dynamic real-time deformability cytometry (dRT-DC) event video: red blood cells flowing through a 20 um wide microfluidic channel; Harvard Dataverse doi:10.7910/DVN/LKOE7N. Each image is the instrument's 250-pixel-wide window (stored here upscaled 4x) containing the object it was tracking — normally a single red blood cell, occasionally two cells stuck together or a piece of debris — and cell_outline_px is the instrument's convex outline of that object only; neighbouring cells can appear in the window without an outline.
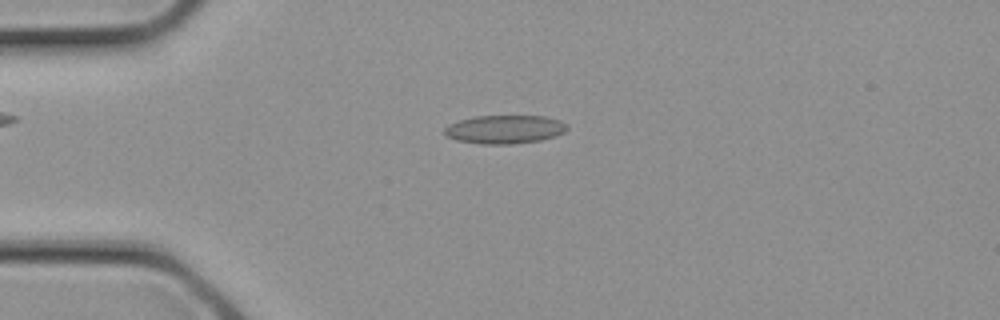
{"species": "common noctule bat (a hibernating species)", "species_latin": "Nyctalus noctula", "temperature_condition": "cold", "stored_images_in_passage": 12, "camera_frame_rate_fps": 3000, "um_per_image_px": 0.085, "animal": {"sex": "female", "body_mass_g": 21.9}, "frame": {"image": 1, "passage_image": 7, "time_ms": 2.0, "image_size_px": [1000, 320], "cell_outline_px": [[568, 128], [564, 132], [556, 136], [540, 140], [512, 144], [480, 144], [456, 140], [444, 136], [444, 128], [448, 124], [460, 120], [476, 116], [544, 116], [560, 120], [568, 124]], "centroid_in_image_um": [42.89, 11.0], "position_along_channel_um": 42.1, "area_um2": 20.52}}
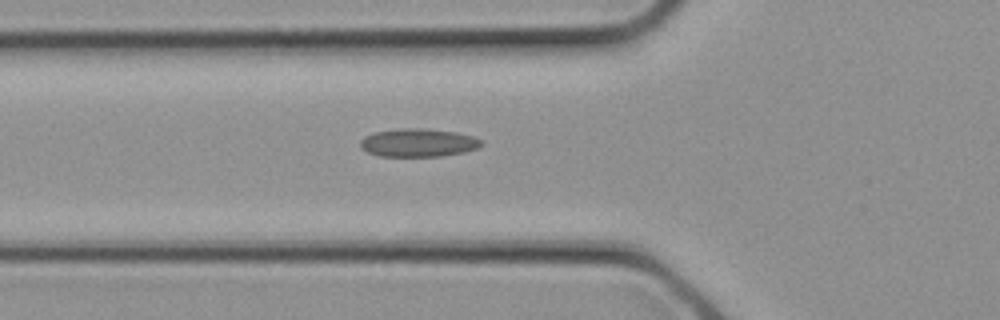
{"frame": {"image": 2, "passage_image": 10, "time_ms": 3.0, "image_size_px": [1000, 320], "cell_outline_px": [[484, 144], [476, 148], [464, 152], [440, 156], [380, 156], [368, 152], [360, 148], [360, 140], [364, 136], [372, 132], [404, 128], [416, 128], [456, 132], [476, 136]], "centroid_in_image_um": [35.53, 12.13], "position_along_channel_um": 90.3, "area_um2": 19.88}}
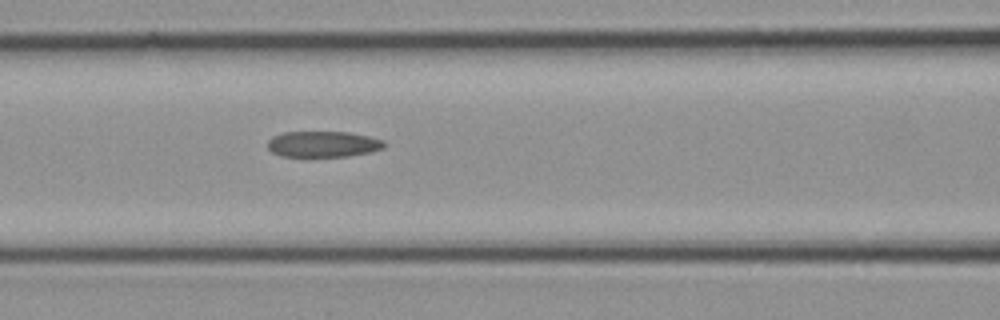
{"frame": {"image": 3, "passage_image": 12, "time_ms": 3.667, "image_size_px": [1000, 320], "cell_outline_px": [[388, 144], [384, 148], [372, 152], [348, 156], [312, 160], [280, 156], [272, 152], [268, 148], [268, 140], [272, 136], [284, 132], [348, 132], [368, 136], [384, 140]], "centroid_in_image_um": [27.45, 12.31], "position_along_channel_um": 139.2, "area_um2": 18.73}}